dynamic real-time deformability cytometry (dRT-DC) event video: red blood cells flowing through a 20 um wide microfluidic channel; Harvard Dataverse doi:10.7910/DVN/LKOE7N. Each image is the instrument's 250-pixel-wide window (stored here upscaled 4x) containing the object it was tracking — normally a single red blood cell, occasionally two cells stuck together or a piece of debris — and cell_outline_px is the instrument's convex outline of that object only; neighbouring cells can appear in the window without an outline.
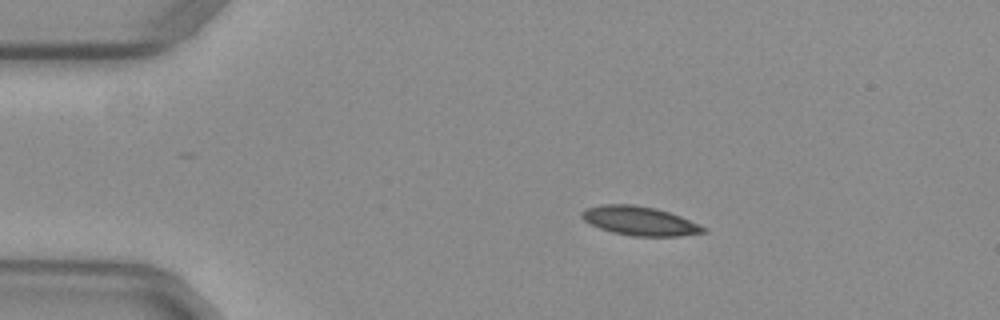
{"species": "common noctule bat (a hibernating species)", "species_latin": "Nyctalus noctula", "temperature_condition": "warm", "stored_images_in_passage": 43, "camera_frame_rate_fps": 3000, "um_per_image_px": 0.085, "animal": {"sex": "female", "body_mass_g": 29.2, "forearm_length_mm": 56.3}, "frame": {"image": 1, "passage_image": 1, "time_ms": 0.0, "image_size_px": [1000, 320], "cell_outline_px": [[708, 232], [680, 236], [632, 236], [612, 232], [600, 228], [584, 220], [580, 216], [580, 212], [588, 208], [604, 204], [632, 204], [656, 208], [680, 216], [708, 228]], "centroid_in_image_um": [54.4, 18.78], "position_along_channel_um": 30.6, "area_um2": 20.52}}
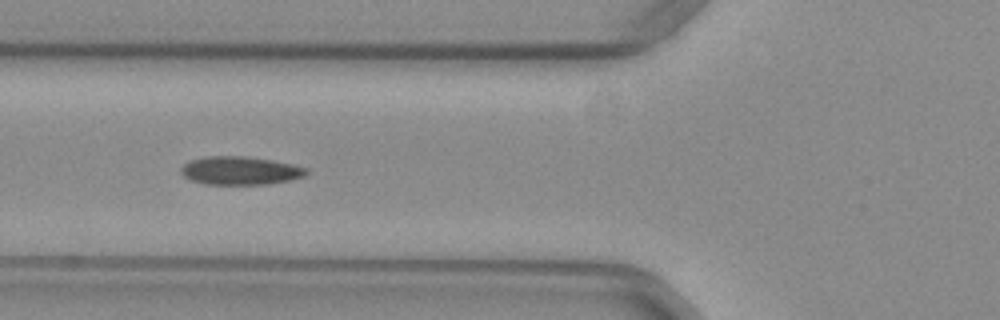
{"frame": {"image": 2, "passage_image": 11, "time_ms": 3.333, "image_size_px": [1000, 320], "cell_outline_px": [[308, 172], [304, 176], [288, 180], [268, 184], [204, 184], [192, 180], [184, 176], [180, 172], [180, 168], [188, 160], [208, 156], [244, 156], [272, 160], [292, 164], [308, 168]], "centroid_in_image_um": [20.39, 14.49], "position_along_channel_um": 105.4, "area_um2": 20.63}}
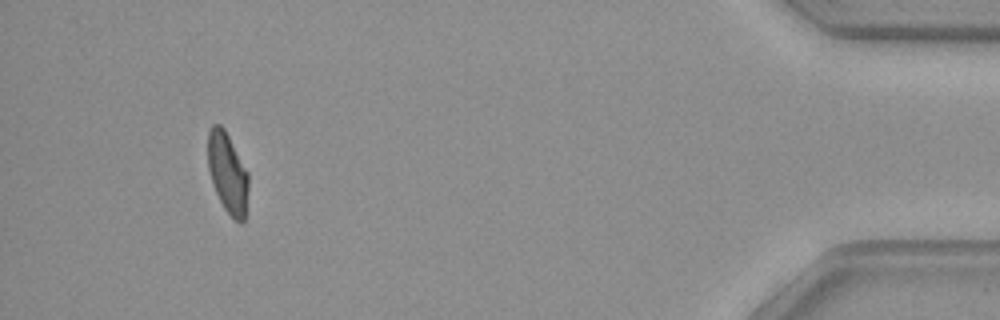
{"frame": {"image": 3, "passage_image": 40, "time_ms": 13.0, "image_size_px": [1000, 320], "cell_outline_px": [[248, 188], [244, 220], [240, 224], [224, 208], [212, 184], [208, 168], [208, 132], [212, 124], [220, 124], [224, 128], [248, 172]], "centroid_in_image_um": [19.33, 14.67], "position_along_channel_um": 415.9, "area_um2": 18.84}, "authors_computed_cell_mechanics": {"area_um2": 20.2878, "velocity_mm_per_s": 3.9514, "shape_relaxation_time_tau1_ms": null, "shape_relaxation_time_tau2_ms": 2.0278, "deformation_change_tau1": null, "deformation_change_tau2": 0.0633}}